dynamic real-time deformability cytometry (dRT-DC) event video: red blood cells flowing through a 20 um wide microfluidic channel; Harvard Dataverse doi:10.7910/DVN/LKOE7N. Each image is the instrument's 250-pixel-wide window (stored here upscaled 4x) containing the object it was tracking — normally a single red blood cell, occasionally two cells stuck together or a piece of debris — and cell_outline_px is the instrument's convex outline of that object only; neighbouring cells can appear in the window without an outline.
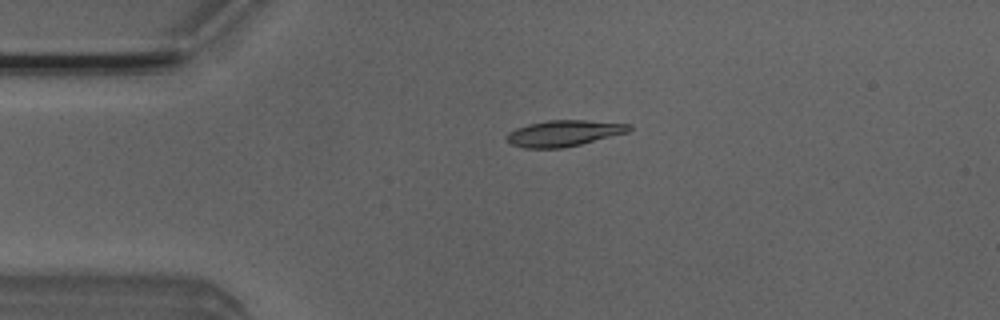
{"species": "Egyptian fruit bat (a non-hibernating species)", "species_latin": "Rousettus aegyptiacus", "temperature_condition": "room temperature", "stored_images_in_passage": 40, "camera_frame_rate_fps": 3000, "um_per_image_px": 0.085, "animal": {"sex": "male"}, "frame": {"image": 1, "passage_image": 1, "time_ms": 0.0, "image_size_px": [1000, 320], "cell_outline_px": [[632, 128], [628, 132], [564, 148], [524, 148], [512, 144], [504, 140], [504, 136], [508, 132], [516, 128], [528, 124], [548, 120], [584, 120], [632, 124]], "centroid_in_image_um": [47.88, 11.32], "position_along_channel_um": 37.1, "area_um2": 18.67}}
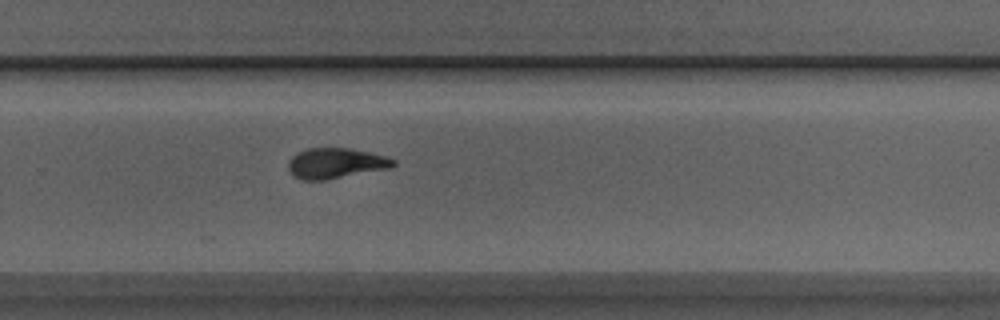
{"frame": {"image": 2, "passage_image": 23, "time_ms": 7.333, "image_size_px": [1000, 320], "cell_outline_px": [[396, 164], [388, 168], [324, 180], [300, 180], [292, 176], [288, 168], [288, 160], [292, 156], [308, 148], [348, 148], [368, 152], [384, 156], [396, 160]], "centroid_in_image_um": [28.48, 13.88], "position_along_channel_um": 301.3, "area_um2": 18.44}}
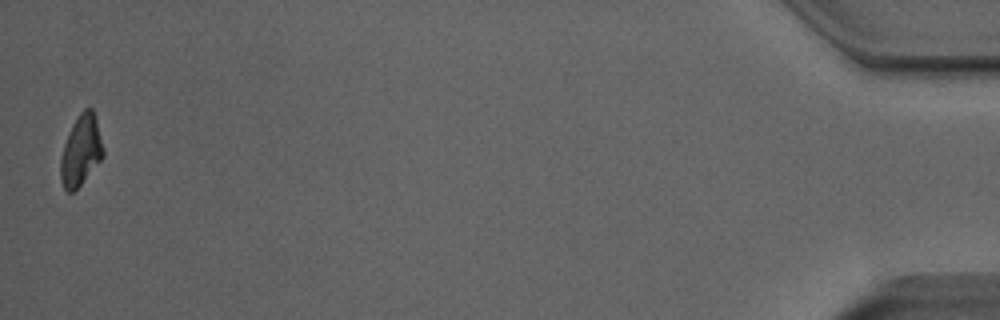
{"frame": {"image": 3, "passage_image": 40, "time_ms": 13.0, "image_size_px": [1000, 320], "cell_outline_px": [[104, 156], [80, 184], [72, 192], [68, 192], [64, 188], [60, 180], [60, 160], [64, 144], [72, 124], [80, 112], [84, 108], [92, 108], [96, 116], [104, 148]], "centroid_in_image_um": [6.89, 12.76], "position_along_channel_um": 428.3, "area_um2": 17.46}, "authors_computed_cell_mechanics": {"area_um2": 18.4093, "velocity_mm_per_s": 4.0177, "shape_relaxation_time_tau1_ms": 4.5267, "shape_relaxation_time_tau2_ms": 3.3015, "deformation_change_tau1": 0.1796, "deformation_change_tau2": 0.0717}}